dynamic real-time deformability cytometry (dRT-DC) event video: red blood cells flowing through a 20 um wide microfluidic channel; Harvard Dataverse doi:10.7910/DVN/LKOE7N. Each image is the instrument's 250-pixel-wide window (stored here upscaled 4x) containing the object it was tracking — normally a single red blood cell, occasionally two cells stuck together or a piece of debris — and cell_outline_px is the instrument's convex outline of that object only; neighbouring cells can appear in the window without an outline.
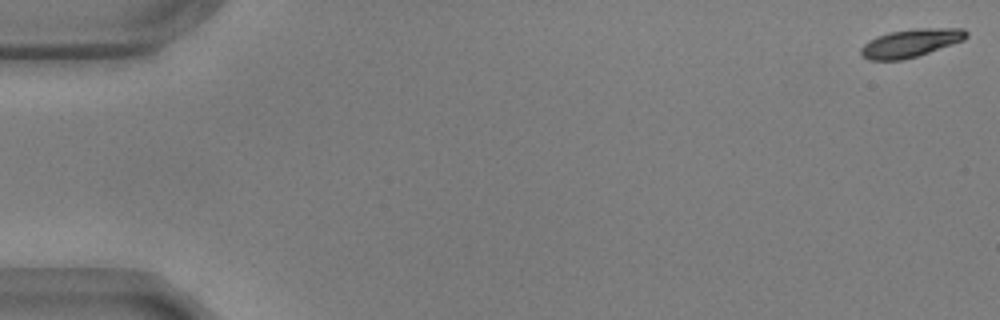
{"species": "common noctule bat (a hibernating species)", "species_latin": "Nyctalus noctula", "temperature_condition": "warm", "stored_images_in_passage": 57, "camera_frame_rate_fps": 3000, "um_per_image_px": 0.085, "animal": {"sex": "male", "body_mass_g": 17.9, "forearm_length_mm": 54.2}, "frame": {"image": 1, "passage_image": 1, "time_ms": 0.0, "image_size_px": [1000, 320], "cell_outline_px": [[968, 36], [964, 40], [904, 60], [868, 60], [860, 52], [860, 48], [868, 40], [876, 36], [888, 32], [912, 28], [964, 28], [968, 32]], "centroid_in_image_um": [77.4, 3.64], "position_along_channel_um": 7.6, "area_um2": 17.34}}
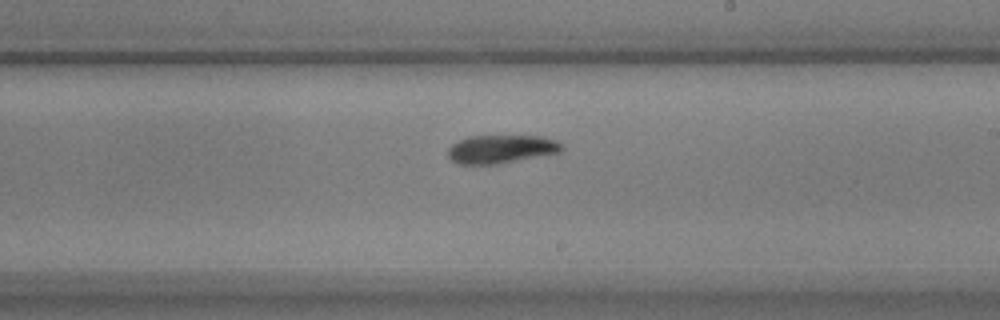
{"frame": {"image": 2, "passage_image": 34, "time_ms": 11.0, "image_size_px": [1000, 320], "cell_outline_px": [[564, 148], [560, 152], [500, 164], [456, 164], [448, 156], [448, 148], [452, 144], [468, 136], [544, 136], [556, 140], [564, 144]], "centroid_in_image_um": [42.62, 12.67], "position_along_channel_um": 246.4, "area_um2": 18.96}}
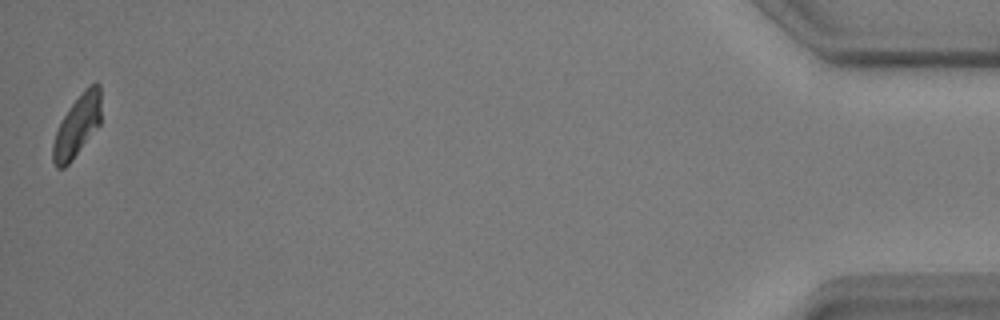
{"frame": {"image": 3, "passage_image": 57, "time_ms": 18.667, "image_size_px": [1000, 320], "cell_outline_px": [[100, 124], [72, 160], [64, 168], [56, 168], [52, 164], [52, 144], [56, 132], [64, 116], [72, 104], [84, 88], [88, 84], [96, 80], [100, 84]], "centroid_in_image_um": [6.56, 10.69], "position_along_channel_um": 428.6, "area_um2": 17.28}, "authors_computed_cell_mechanics": {"area_um2": 18.6694, "velocity_mm_per_s": 3.5333, "shape_relaxation_time_tau1_ms": 3.6189, "shape_relaxation_time_tau2_ms": null, "deformation_change_tau1": 0.1475, "deformation_change_tau2": null}}